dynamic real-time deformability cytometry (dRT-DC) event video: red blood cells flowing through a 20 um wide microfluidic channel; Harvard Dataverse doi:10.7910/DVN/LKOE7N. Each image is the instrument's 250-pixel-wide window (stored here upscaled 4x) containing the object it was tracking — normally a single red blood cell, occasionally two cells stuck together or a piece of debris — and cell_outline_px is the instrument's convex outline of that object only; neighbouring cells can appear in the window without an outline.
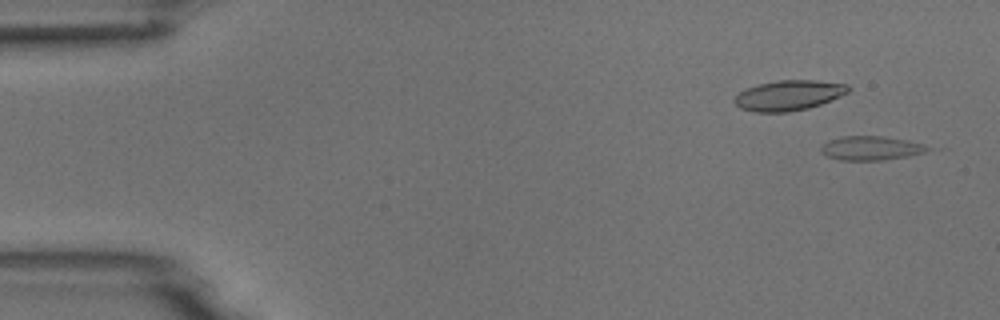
{"species": "common noctule bat (a hibernating species)", "species_latin": "Nyctalus noctula", "temperature_condition": "room temperature", "stored_images_in_passage": 5, "camera_frame_rate_fps": 3000, "um_per_image_px": 0.085, "animal": {"sex": "male", "body_mass_g": 18.8}, "frame": {"image": 1, "passage_image": 2, "time_ms": 1.333, "image_size_px": [1000, 320], "cell_outline_px": [[932, 148], [924, 152], [908, 156], [880, 160], [840, 160], [828, 156], [820, 152], [820, 148], [828, 140], [844, 136], [880, 136], [908, 140], [924, 144]], "centroid_in_image_um": [74.03, 12.59], "position_along_channel_um": 11.0, "area_um2": 14.85}}